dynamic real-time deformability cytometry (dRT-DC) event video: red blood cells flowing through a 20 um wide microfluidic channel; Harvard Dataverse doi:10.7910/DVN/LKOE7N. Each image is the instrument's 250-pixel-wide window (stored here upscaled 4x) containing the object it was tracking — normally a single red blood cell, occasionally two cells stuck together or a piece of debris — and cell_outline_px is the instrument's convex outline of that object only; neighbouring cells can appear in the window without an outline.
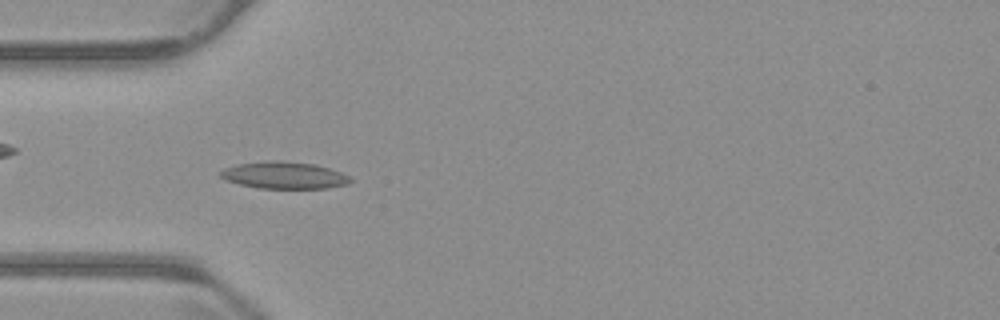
{"species": "common noctule bat (a hibernating species)", "species_latin": "Nyctalus noctula", "temperature_condition": "warm", "stored_images_in_passage": 54, "camera_frame_rate_fps": 3000, "um_per_image_px": 0.085, "animal": {"sex": "male", "body_mass_g": 23.1, "forearm_length_mm": 52.7}, "frame": {"image": 1, "passage_image": 16, "time_ms": 5.0, "image_size_px": [1000, 320], "cell_outline_px": [[352, 180], [348, 184], [328, 188], [260, 188], [240, 184], [224, 180], [220, 176], [220, 172], [224, 168], [236, 164], [264, 160], [280, 160], [316, 164], [340, 172], [348, 176]], "centroid_in_image_um": [24.12, 14.88], "position_along_channel_um": 60.9, "area_um2": 20.52}}
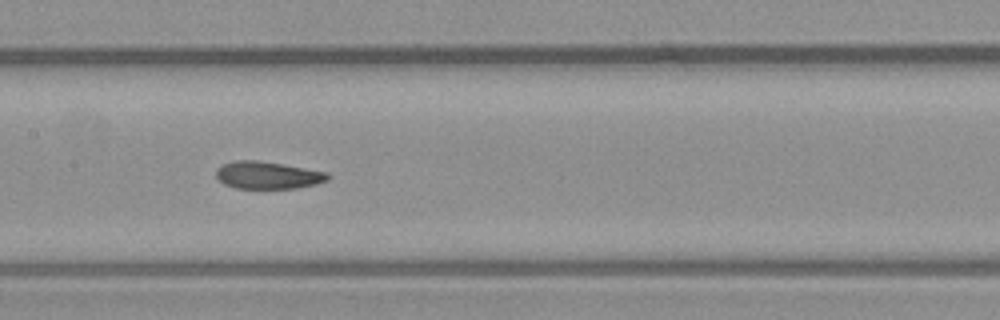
{"frame": {"image": 2, "passage_image": 26, "time_ms": 8.333, "image_size_px": [1000, 320], "cell_outline_px": [[332, 176], [328, 180], [316, 184], [296, 188], [236, 188], [224, 184], [216, 176], [216, 168], [224, 164], [236, 160], [256, 160], [284, 164], [328, 172]], "centroid_in_image_um": [22.79, 14.88], "position_along_channel_um": 184.6, "area_um2": 17.86}}
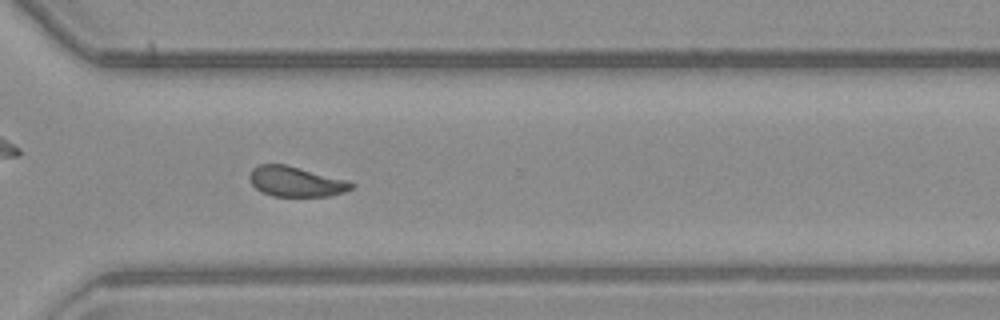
{"frame": {"image": 3, "passage_image": 39, "time_ms": 12.667, "image_size_px": [1000, 320], "cell_outline_px": [[356, 184], [352, 188], [344, 192], [332, 196], [272, 196], [260, 192], [252, 184], [248, 176], [252, 168], [260, 164], [284, 164], [348, 180]], "centroid_in_image_um": [25.14, 15.44], "position_along_channel_um": 345.5, "area_um2": 17.98}, "authors_computed_cell_mechanics": {"area_um2": 18.7561, "velocity_mm_per_s": 3.7258, "shape_relaxation_time_tau1_ms": 6.6396, "shape_relaxation_time_tau2_ms": 2.1352, "deformation_change_tau1": 0.1698, "deformation_change_tau2": 0.0711}}